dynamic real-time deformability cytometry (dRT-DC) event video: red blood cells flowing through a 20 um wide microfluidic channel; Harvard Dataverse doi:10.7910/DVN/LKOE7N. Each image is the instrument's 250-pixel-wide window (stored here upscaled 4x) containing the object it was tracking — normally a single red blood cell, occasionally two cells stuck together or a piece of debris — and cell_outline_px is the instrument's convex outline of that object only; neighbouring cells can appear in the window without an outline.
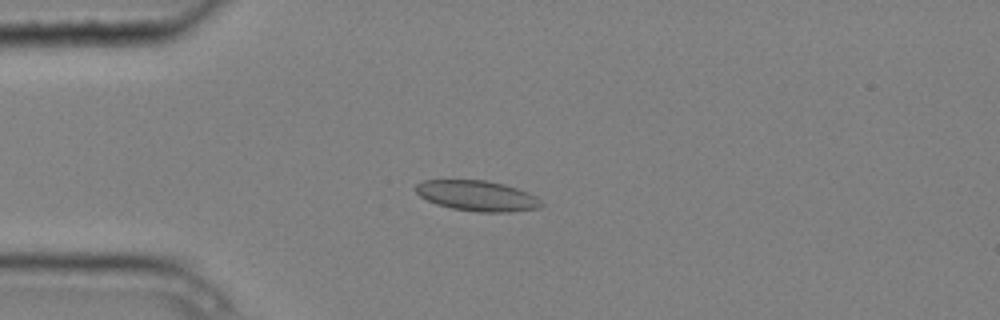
{"species": "common noctule bat (a hibernating species)", "species_latin": "Nyctalus noctula", "temperature_condition": "cold", "stored_images_in_passage": 3, "camera_frame_rate_fps": 3000, "um_per_image_px": 0.085, "animal": {"sex": "male", "body_mass_g": 20.4}, "frame": {"image": 1, "passage_image": 2, "time_ms": 0.333, "image_size_px": [1000, 320], "cell_outline_px": [[544, 204], [540, 208], [512, 212], [476, 212], [452, 208], [436, 204], [420, 196], [416, 192], [416, 184], [424, 180], [484, 180], [504, 184], [528, 192], [536, 196]], "centroid_in_image_um": [40.59, 16.65], "position_along_channel_um": 44.4, "area_um2": 22.31}}
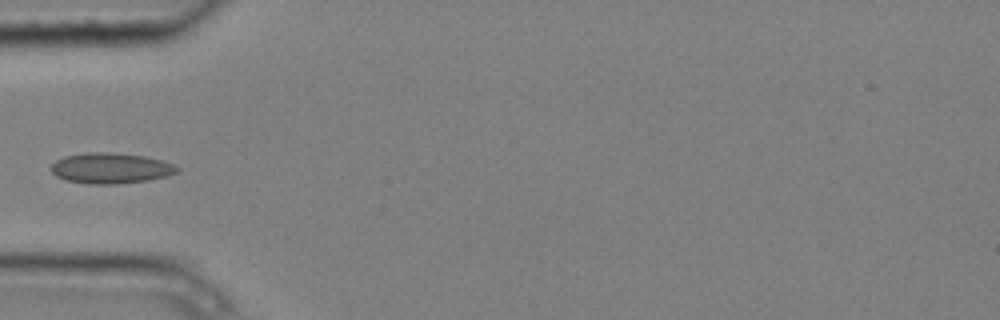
{"frame": {"image": 2, "passage_image": 3, "time_ms": 0.667, "image_size_px": [1000, 320], "cell_outline_px": [[180, 172], [168, 176], [148, 180], [116, 184], [88, 184], [68, 180], [56, 176], [52, 172], [52, 164], [56, 160], [64, 156], [88, 152], [112, 152], [144, 156], [160, 160], [172, 164], [180, 168]], "centroid_in_image_um": [9.43, 14.29], "position_along_channel_um": 75.6, "area_um2": 22.48}}